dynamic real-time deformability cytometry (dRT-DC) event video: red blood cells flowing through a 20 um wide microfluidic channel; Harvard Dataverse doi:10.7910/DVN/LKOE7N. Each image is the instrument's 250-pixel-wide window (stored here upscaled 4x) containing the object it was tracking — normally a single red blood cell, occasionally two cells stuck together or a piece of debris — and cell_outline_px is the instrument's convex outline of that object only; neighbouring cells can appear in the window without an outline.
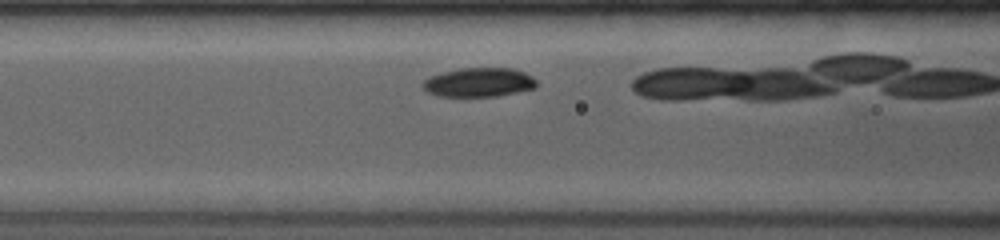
{"species": "common noctule bat (a hibernating species)", "species_latin": "Nyctalus noctula", "temperature_condition": "room temperature", "stored_images_in_passage": 20, "camera_frame_rate_fps": 4000, "um_per_image_px": 0.085, "animal": {"sex": "female", "body_mass_g": 19.0, "forearm_length_mm": 53.3}, "frame": {"image": 1, "passage_image": 4, "time_ms": 1.5, "image_size_px": [1000, 240], "cell_outline_px": [[536, 84], [532, 88], [496, 96], [440, 96], [428, 92], [424, 88], [424, 80], [432, 76], [444, 72], [464, 68], [508, 68], [524, 72], [532, 76], [536, 80]], "centroid_in_image_um": [40.71, 6.99], "position_along_channel_um": 125.9, "area_um2": 18.73}}